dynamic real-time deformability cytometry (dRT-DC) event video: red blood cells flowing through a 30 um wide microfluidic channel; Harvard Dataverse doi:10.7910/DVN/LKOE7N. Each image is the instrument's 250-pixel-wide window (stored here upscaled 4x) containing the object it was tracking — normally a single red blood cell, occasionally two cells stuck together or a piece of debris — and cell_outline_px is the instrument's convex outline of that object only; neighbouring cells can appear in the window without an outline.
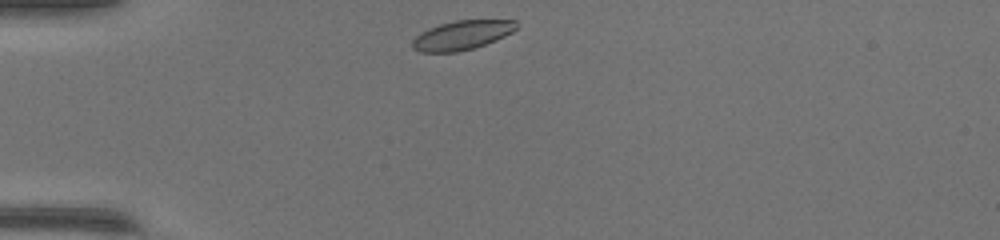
{"species": "common noctule bat (a hibernating species)", "species_latin": "Nyctalus noctula", "temperature_condition": "warm", "stored_images_in_passage": 37, "camera_frame_rate_fps": 3000, "um_per_image_px": 0.085, "animal": {"sex": "female", "body_mass_g": 17.0, "forearm_length_mm": 48.0}, "frame": {"image": 1, "passage_image": 1, "time_ms": 0.0, "image_size_px": [1000, 240], "cell_outline_px": [[516, 28], [512, 32], [496, 40], [472, 48], [456, 52], [420, 52], [412, 48], [412, 40], [420, 32], [428, 28], [440, 24], [456, 20], [516, 20]], "centroid_in_image_um": [39.23, 2.99], "position_along_channel_um": 45.8, "area_um2": 17.57}}
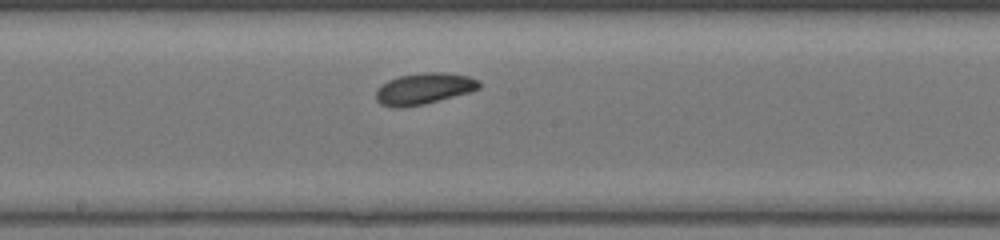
{"frame": {"image": 2, "passage_image": 15, "time_ms": 4.667, "image_size_px": [1000, 240], "cell_outline_px": [[480, 88], [472, 92], [424, 104], [404, 108], [392, 108], [380, 104], [376, 100], [376, 88], [380, 84], [388, 80], [400, 76], [424, 72], [444, 72], [468, 76], [480, 80]], "centroid_in_image_um": [36.02, 7.55], "position_along_channel_um": 212.2, "area_um2": 19.19}}
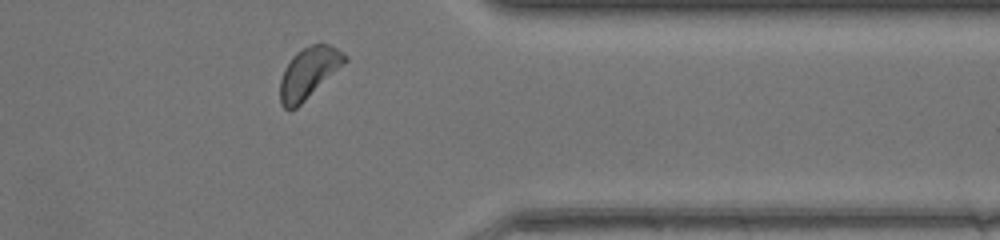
{"frame": {"image": 3, "passage_image": 28, "time_ms": 9.0, "image_size_px": [1000, 240], "cell_outline_px": [[348, 60], [344, 64], [296, 108], [288, 112], [280, 104], [280, 80], [284, 68], [292, 56], [296, 52], [312, 44], [328, 44], [336, 48], [348, 56]], "centroid_in_image_um": [26.21, 6.2], "position_along_channel_um": 385.2, "area_um2": 19.13}}